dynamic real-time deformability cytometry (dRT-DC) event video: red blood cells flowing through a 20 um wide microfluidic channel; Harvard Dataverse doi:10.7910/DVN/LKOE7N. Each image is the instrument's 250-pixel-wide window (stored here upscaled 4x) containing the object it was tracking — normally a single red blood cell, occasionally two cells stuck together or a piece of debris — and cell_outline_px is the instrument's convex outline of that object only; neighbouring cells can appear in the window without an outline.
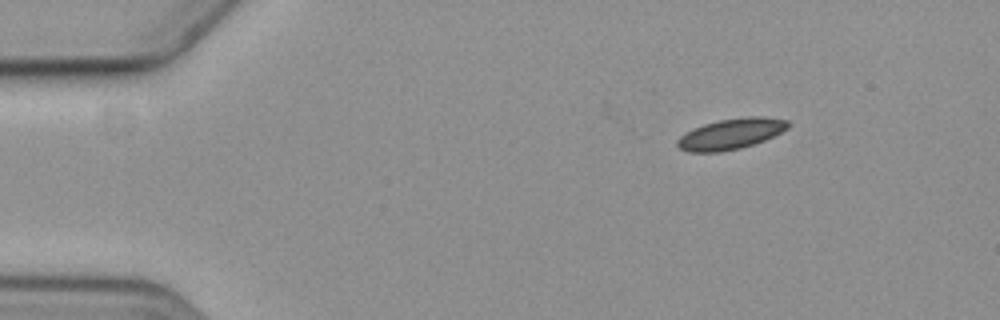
{"species": "common noctule bat (a hibernating species)", "species_latin": "Nyctalus noctula", "temperature_condition": "cold", "stored_images_in_passage": 6, "segment_of_instrument_passage": [2, 2], "camera_frame_rate_fps": 3000, "um_per_image_px": 0.085, "animal": {"sex": "female", "body_mass_g": 19.3, "forearm_length_mm": 54.1}, "frame": {"image": 1, "passage_image": 6, "time_ms": 7.0, "image_size_px": [1000, 320], "cell_outline_px": [[788, 128], [764, 140], [740, 148], [720, 152], [688, 152], [680, 148], [676, 144], [676, 140], [680, 136], [704, 124], [720, 120], [748, 116], [764, 116], [788, 120]], "centroid_in_image_um": [62.12, 11.38], "position_along_channel_um": 22.9, "area_um2": 19.54}}